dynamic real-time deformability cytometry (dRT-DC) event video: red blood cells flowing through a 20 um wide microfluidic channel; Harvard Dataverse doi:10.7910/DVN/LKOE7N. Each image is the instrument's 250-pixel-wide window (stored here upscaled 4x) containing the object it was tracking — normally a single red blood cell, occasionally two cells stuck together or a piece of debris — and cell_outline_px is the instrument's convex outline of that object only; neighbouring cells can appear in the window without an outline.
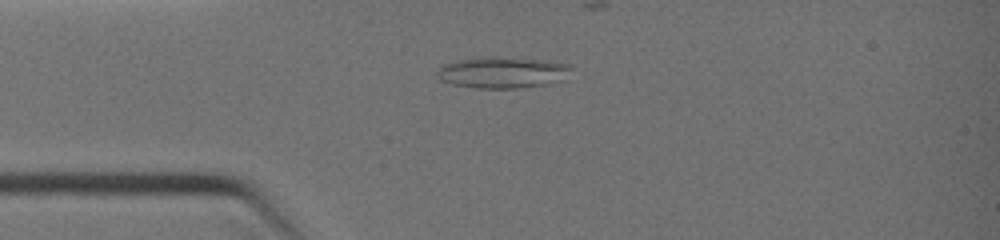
{"species": "common noctule bat (a hibernating species)", "species_latin": "Nyctalus noctula", "temperature_condition": "warm", "stored_images_in_passage": 3, "camera_frame_rate_fps": 3000, "um_per_image_px": 0.085, "animal": {"sex": "female", "body_mass_g": 19.0, "forearm_length_mm": 51.5}, "frame": {"image": 1, "passage_image": 2, "time_ms": 1.0, "image_size_px": [1000, 240], "cell_outline_px": [[572, 68], [564, 80], [548, 84], [520, 88], [476, 88], [452, 84], [440, 80], [436, 76], [436, 72], [444, 64], [460, 60], [480, 56], [492, 56], [544, 60], [568, 64]], "centroid_in_image_um": [42.71, 6.16], "position_along_channel_um": 42.3, "area_um2": 24.62}}